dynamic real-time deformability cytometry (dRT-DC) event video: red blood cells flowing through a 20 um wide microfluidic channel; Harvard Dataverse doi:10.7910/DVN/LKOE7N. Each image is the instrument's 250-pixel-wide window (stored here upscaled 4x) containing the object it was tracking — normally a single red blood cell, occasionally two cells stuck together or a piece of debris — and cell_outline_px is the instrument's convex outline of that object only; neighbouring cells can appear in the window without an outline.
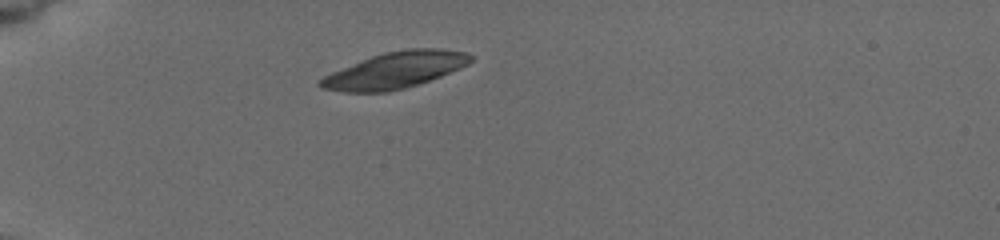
{"species": "common noctule bat (a hibernating species)", "species_latin": "Nyctalus noctula", "temperature_condition": "cold", "stored_images_in_passage": 17, "camera_frame_rate_fps": 3000, "um_per_image_px": 0.085, "animal": {"sex": "female", "body_mass_g": 19.5, "forearm_length_mm": 54.1}, "frame": {"image": 1, "passage_image": 1, "time_ms": 0.0, "image_size_px": [1000, 240], "cell_outline_px": [[472, 60], [468, 64], [460, 68], [440, 76], [404, 88], [388, 92], [344, 92], [320, 88], [316, 84], [324, 76], [332, 72], [360, 60], [384, 52], [408, 48], [444, 48], [468, 52], [472, 56]], "centroid_in_image_um": [33.58, 5.95], "position_along_channel_um": 51.4, "area_um2": 31.73}}